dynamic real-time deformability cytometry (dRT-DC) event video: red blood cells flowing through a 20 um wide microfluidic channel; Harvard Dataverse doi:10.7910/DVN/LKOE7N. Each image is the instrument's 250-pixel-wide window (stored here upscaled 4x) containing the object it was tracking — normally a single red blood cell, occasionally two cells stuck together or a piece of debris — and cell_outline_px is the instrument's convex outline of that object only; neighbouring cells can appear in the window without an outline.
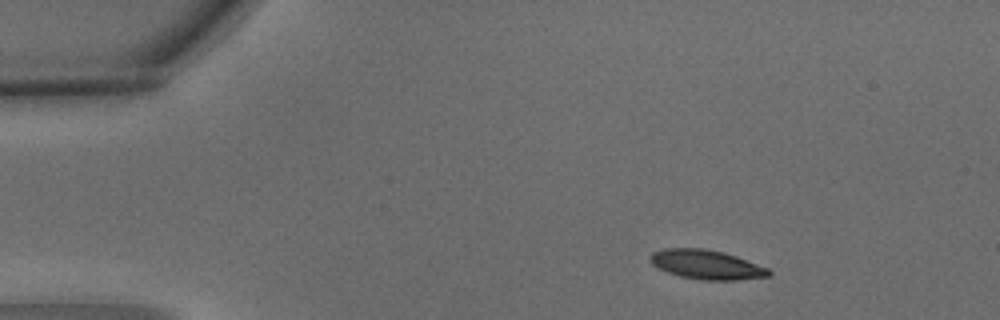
{"species": "common noctule bat (a hibernating species)", "species_latin": "Nyctalus noctula", "temperature_condition": "warm", "stored_images_in_passage": 4, "camera_frame_rate_fps": 3000, "um_per_image_px": 0.085, "animal": {"sex": "male", "body_mass_g": 15.6}, "frame": {"image": 1, "passage_image": 2, "time_ms": 0.333, "image_size_px": [1000, 320], "cell_outline_px": [[772, 272], [768, 276], [736, 280], [704, 280], [680, 276], [668, 272], [652, 264], [652, 252], [664, 248], [704, 248], [724, 252], [736, 256], [768, 268]], "centroid_in_image_um": [60.08, 22.48], "position_along_channel_um": 24.9, "area_um2": 20.0}}
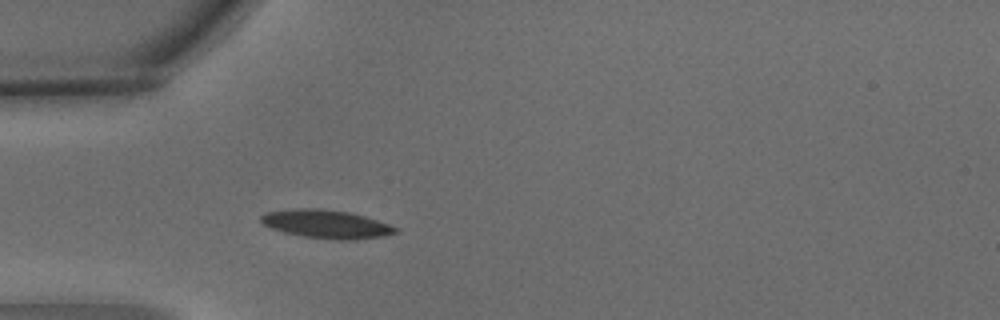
{"frame": {"image": 2, "passage_image": 4, "time_ms": 1.0, "image_size_px": [1000, 320], "cell_outline_px": [[396, 232], [384, 236], [356, 240], [336, 240], [304, 236], [284, 232], [272, 228], [264, 224], [260, 220], [260, 216], [268, 212], [296, 208], [320, 208], [348, 212], [364, 216], [388, 224], [396, 228]], "centroid_in_image_um": [27.73, 19.05], "position_along_channel_um": 57.3, "area_um2": 22.02}}